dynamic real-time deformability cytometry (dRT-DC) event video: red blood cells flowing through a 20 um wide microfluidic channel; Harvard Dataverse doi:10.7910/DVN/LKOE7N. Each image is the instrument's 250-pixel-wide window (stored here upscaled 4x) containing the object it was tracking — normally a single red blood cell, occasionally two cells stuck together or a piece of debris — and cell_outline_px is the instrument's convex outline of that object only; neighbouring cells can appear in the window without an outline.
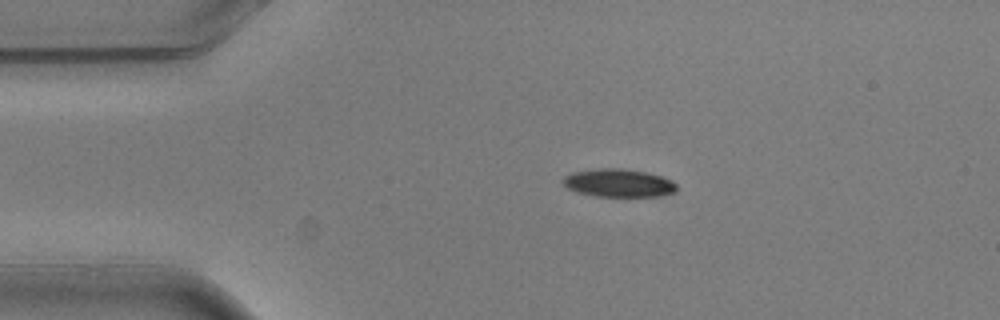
{"species": "common noctule bat (a hibernating species)", "species_latin": "Nyctalus noctula", "temperature_condition": "warm", "stored_images_in_passage": 5, "camera_frame_rate_fps": 3000, "um_per_image_px": 0.085, "animal": {"sex": "male", "body_mass_g": 20.5, "forearm_length_mm": 52.5}, "frame": {"image": 1, "passage_image": 2, "time_ms": 0.333, "image_size_px": [1000, 320], "cell_outline_px": [[676, 192], [660, 196], [596, 196], [576, 192], [568, 188], [560, 180], [564, 176], [572, 172], [600, 168], [620, 168], [644, 172], [660, 176], [676, 184]], "centroid_in_image_um": [52.53, 15.56], "position_along_channel_um": 32.5, "area_um2": 18.44}}
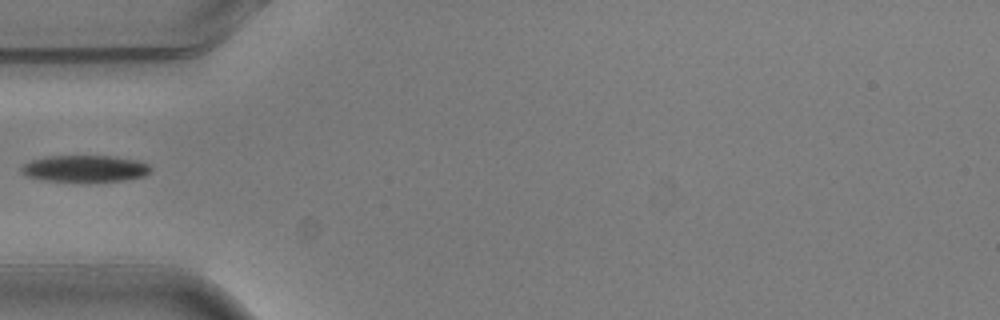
{"frame": {"image": 2, "passage_image": 4, "time_ms": 1.0, "image_size_px": [1000, 320], "cell_outline_px": [[152, 168], [144, 176], [124, 180], [44, 180], [24, 176], [20, 172], [20, 168], [28, 160], [48, 156], [112, 156], [136, 160], [148, 164]], "centroid_in_image_um": [7.16, 14.3], "position_along_channel_um": 77.8, "area_um2": 19.77}}
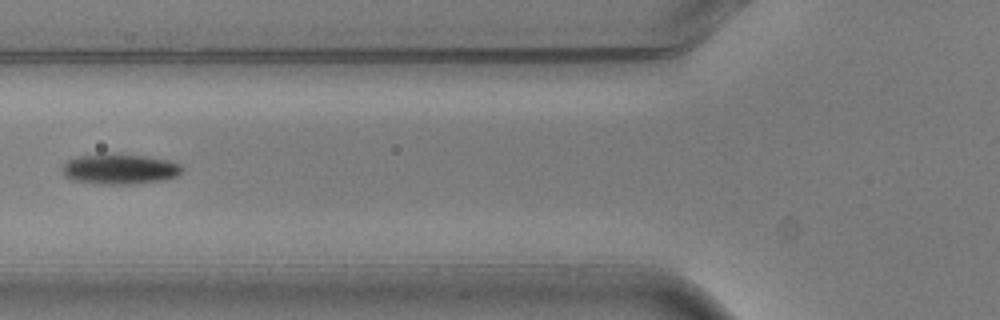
{"frame": {"image": 3, "passage_image": 5, "time_ms": 1.333, "image_size_px": [1000, 320], "cell_outline_px": [[184, 168], [176, 176], [164, 180], [136, 184], [96, 184], [72, 180], [64, 176], [60, 168], [68, 160], [80, 156], [144, 156], [168, 160], [180, 164]], "centroid_in_image_um": [10.18, 14.42], "position_along_channel_um": 115.6, "area_um2": 20.63}}